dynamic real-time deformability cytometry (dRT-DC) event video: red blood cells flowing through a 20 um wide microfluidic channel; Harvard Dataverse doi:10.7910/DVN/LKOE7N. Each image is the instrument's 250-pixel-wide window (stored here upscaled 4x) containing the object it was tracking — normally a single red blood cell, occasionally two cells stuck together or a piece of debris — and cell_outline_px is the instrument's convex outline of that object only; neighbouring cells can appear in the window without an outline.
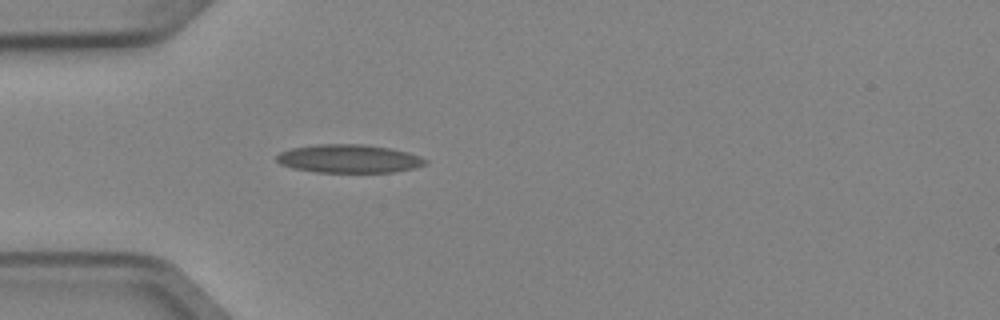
{"species": "Egyptian fruit bat (a non-hibernating species)", "species_latin": "Rousettus aegyptiacus", "temperature_condition": "cold", "stored_images_in_passage": 4, "camera_frame_rate_fps": 3000, "um_per_image_px": 0.085, "animal": {"sex": "female"}, "frame": {"image": 1, "passage_image": 4, "time_ms": 1.0, "image_size_px": [1000, 320], "cell_outline_px": [[428, 164], [412, 168], [392, 172], [316, 172], [292, 168], [280, 164], [276, 160], [276, 156], [280, 152], [292, 148], [320, 144], [360, 144], [388, 148], [408, 152], [420, 156], [428, 160]], "centroid_in_image_um": [29.65, 13.49], "position_along_channel_um": 55.3, "area_um2": 24.45}}